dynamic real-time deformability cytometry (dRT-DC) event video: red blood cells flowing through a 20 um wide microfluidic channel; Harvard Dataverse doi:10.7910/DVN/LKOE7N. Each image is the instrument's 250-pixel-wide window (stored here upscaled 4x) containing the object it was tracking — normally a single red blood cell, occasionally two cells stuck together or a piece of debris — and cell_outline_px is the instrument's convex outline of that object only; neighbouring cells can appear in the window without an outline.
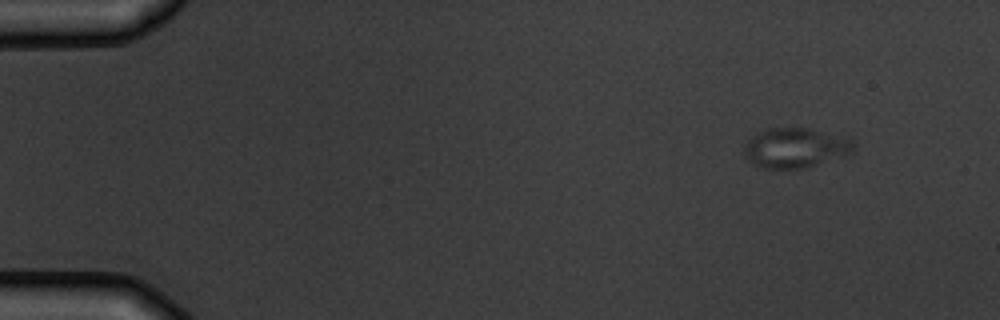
{"species": "common noctule bat (a hibernating species)", "species_latin": "Nyctalus noctula", "temperature_condition": "warm", "stored_images_in_passage": 4, "camera_frame_rate_fps": 3000, "um_per_image_px": 0.085, "animal": {"sex": "male", "body_mass_g": 19.5, "forearm_length_mm": 54.6}, "frame": {"image": 1, "passage_image": 1, "time_ms": 0.0, "image_size_px": [1000, 320], "cell_outline_px": [[856, 148], [852, 152], [844, 156], [804, 168], [764, 168], [752, 164], [744, 156], [744, 144], [752, 136], [768, 128], [812, 128], [852, 136], [856, 144]], "centroid_in_image_um": [67.69, 12.54], "position_along_channel_um": 17.3, "area_um2": 26.01}}
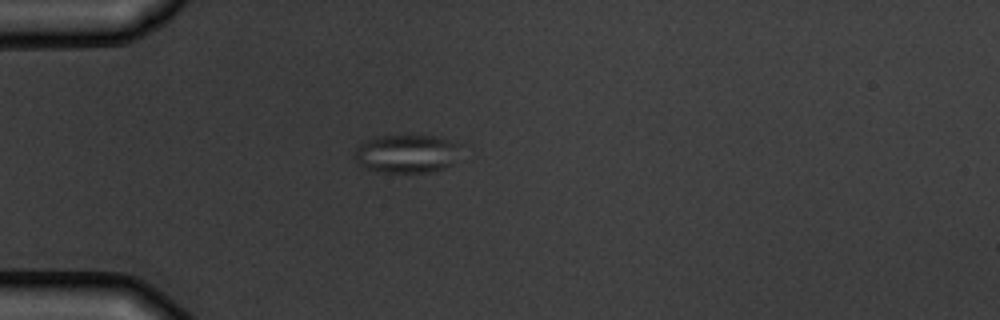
{"frame": {"image": 2, "passage_image": 3, "time_ms": 3.333, "image_size_px": [1000, 320], "cell_outline_px": [[464, 144], [452, 164], [444, 168], [432, 172], [384, 172], [364, 168], [352, 156], [356, 148], [364, 140], [372, 136], [440, 136]], "centroid_in_image_um": [34.59, 13.04], "position_along_channel_um": 50.4, "area_um2": 24.16}}